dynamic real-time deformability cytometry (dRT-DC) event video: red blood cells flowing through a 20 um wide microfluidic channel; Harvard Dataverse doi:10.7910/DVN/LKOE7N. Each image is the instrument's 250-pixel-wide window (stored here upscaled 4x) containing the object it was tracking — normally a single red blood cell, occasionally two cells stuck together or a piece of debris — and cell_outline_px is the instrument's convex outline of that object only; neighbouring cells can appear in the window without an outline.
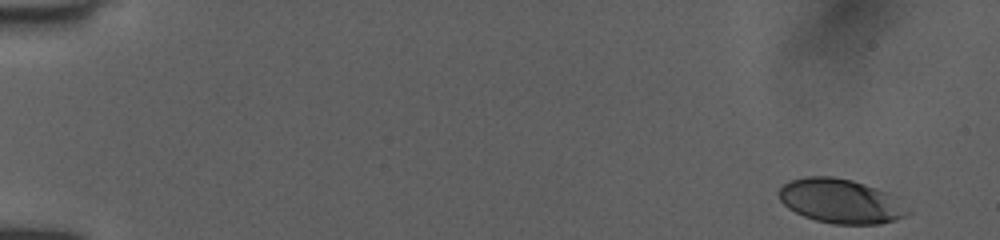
{"species": "human", "species_latin": "Homo sapiens", "temperature_condition": "room temperature", "stored_images_in_passage": 50, "camera_frame_rate_fps": 3000, "um_per_image_px": 0.085, "donor": {"sex": "female"}, "frame": {"image": 1, "passage_image": 1, "time_ms": 0.0, "image_size_px": [1000, 240], "cell_outline_px": [[912, 212], [896, 220], [880, 224], [832, 224], [816, 220], [804, 216], [788, 208], [780, 200], [776, 192], [784, 184], [792, 180], [808, 176], [832, 176], [852, 180], [888, 192], [896, 196], [912, 208]], "centroid_in_image_um": [71.52, 17.1], "position_along_channel_um": 13.5, "area_um2": 33.7}}
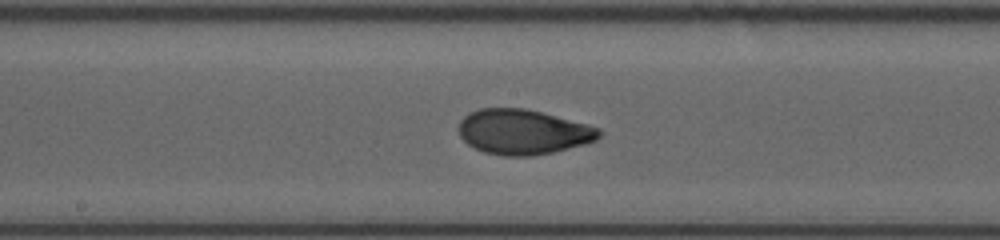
{"frame": {"image": 2, "passage_image": 27, "time_ms": 8.667, "image_size_px": [1000, 240], "cell_outline_px": [[600, 136], [596, 140], [584, 144], [552, 152], [532, 156], [504, 156], [484, 152], [468, 144], [460, 136], [460, 120], [468, 112], [480, 108], [524, 108], [588, 124], [600, 128]], "centroid_in_image_um": [44.45, 11.21], "position_along_channel_um": 203.8, "area_um2": 36.65}}
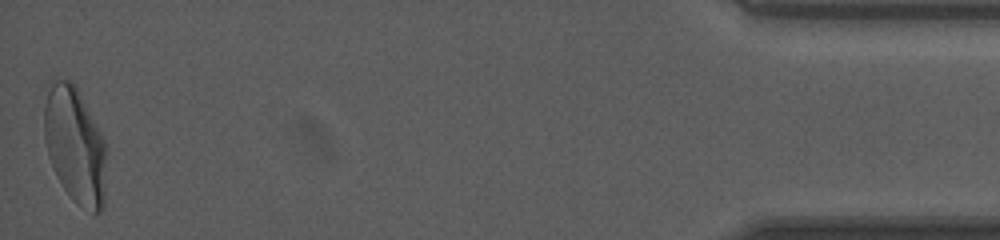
{"frame": {"image": 3, "passage_image": 50, "time_ms": 16.333, "image_size_px": [1000, 240], "cell_outline_px": [[104, 208], [100, 212], [92, 212], [72, 200], [64, 188], [48, 156], [44, 136], [44, 108], [48, 80], [72, 80], [76, 84], [104, 140]], "centroid_in_image_um": [6.34, 12.28], "position_along_channel_um": 428.9, "area_um2": 41.79}, "authors_computed_cell_mechanics": {"area_um2": 36.1828, "velocity_mm_per_s": 4.013, "shape_relaxation_time_tau1_ms": 4.1285, "shape_relaxation_time_tau2_ms": 0.9474, "deformation_change_tau1": 0.1829, "deformation_change_tau2": 0.0546}}